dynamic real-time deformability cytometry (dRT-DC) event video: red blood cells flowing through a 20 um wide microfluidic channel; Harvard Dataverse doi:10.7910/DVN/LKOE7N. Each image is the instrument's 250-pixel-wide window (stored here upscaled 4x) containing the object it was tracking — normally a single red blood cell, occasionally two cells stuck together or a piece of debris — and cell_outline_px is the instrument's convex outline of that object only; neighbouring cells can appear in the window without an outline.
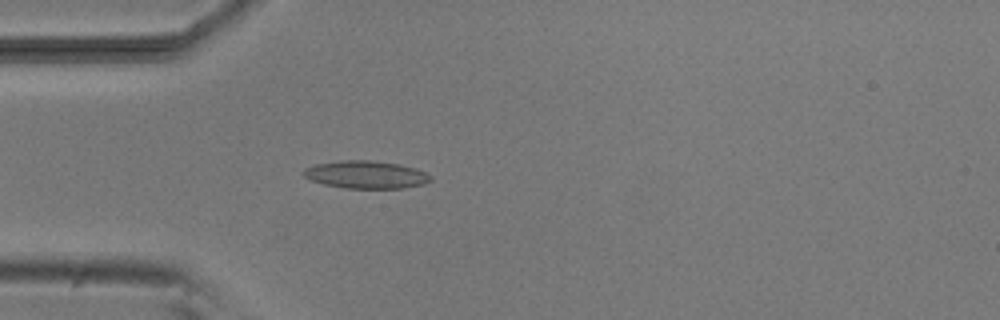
{"species": "common noctule bat (a hibernating species)", "species_latin": "Nyctalus noctula", "temperature_condition": "room temperature", "stored_images_in_passage": 4, "camera_frame_rate_fps": 3000, "um_per_image_px": 0.085, "animal": {"sex": "male", "body_mass_g": 20.5, "forearm_length_mm": 52.5}, "frame": {"image": 1, "passage_image": 4, "time_ms": 4.0, "image_size_px": [1000, 320], "cell_outline_px": [[432, 180], [424, 184], [404, 188], [344, 188], [324, 184], [312, 180], [304, 176], [304, 168], [316, 164], [340, 160], [368, 160], [400, 164], [424, 172], [432, 176]], "centroid_in_image_um": [31.11, 14.84], "position_along_channel_um": 53.9, "area_um2": 20.35}}